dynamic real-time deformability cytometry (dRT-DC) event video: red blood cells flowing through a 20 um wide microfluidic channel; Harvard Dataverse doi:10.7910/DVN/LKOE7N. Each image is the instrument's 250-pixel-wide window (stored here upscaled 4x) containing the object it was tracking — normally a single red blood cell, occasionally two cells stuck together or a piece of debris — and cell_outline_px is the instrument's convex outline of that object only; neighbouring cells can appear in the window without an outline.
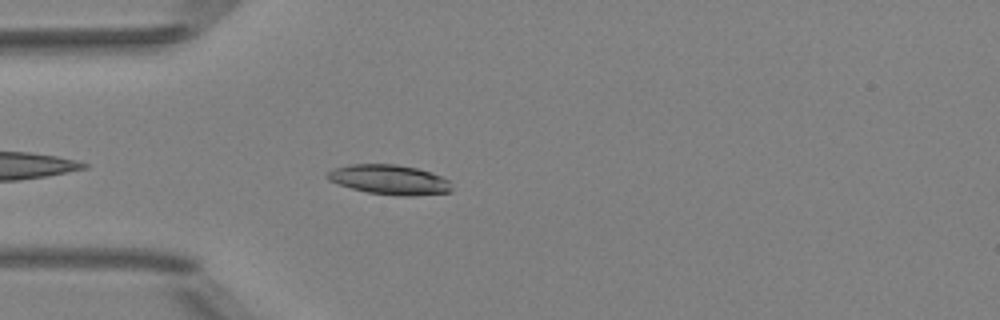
{"species": "Egyptian fruit bat (a non-hibernating species)", "species_latin": "Rousettus aegyptiacus", "temperature_condition": "room temperature", "stored_images_in_passage": 19, "camera_frame_rate_fps": 3000, "um_per_image_px": 0.085, "animal": {"sex": "female"}, "frame": {"image": 1, "passage_image": 4, "time_ms": 1.0, "image_size_px": [1000, 320], "cell_outline_px": [[452, 192], [416, 196], [400, 196], [368, 192], [352, 188], [328, 180], [324, 176], [328, 172], [336, 168], [352, 164], [396, 164], [416, 168], [440, 176], [448, 180], [452, 188]], "centroid_in_image_um": [33.12, 15.28], "position_along_channel_um": 51.9, "area_um2": 21.39}}
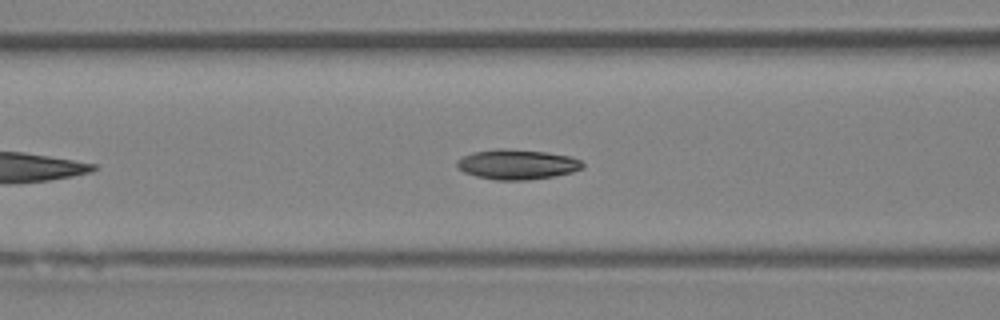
{"frame": {"image": 2, "passage_image": 10, "time_ms": 3.0, "image_size_px": [1000, 320], "cell_outline_px": [[584, 168], [572, 172], [552, 176], [528, 180], [496, 180], [476, 176], [464, 172], [456, 168], [456, 160], [472, 152], [496, 148], [504, 148], [548, 152], [568, 156], [580, 160], [584, 164]], "centroid_in_image_um": [43.92, 13.96], "position_along_channel_um": 122.7, "area_um2": 22.08}}
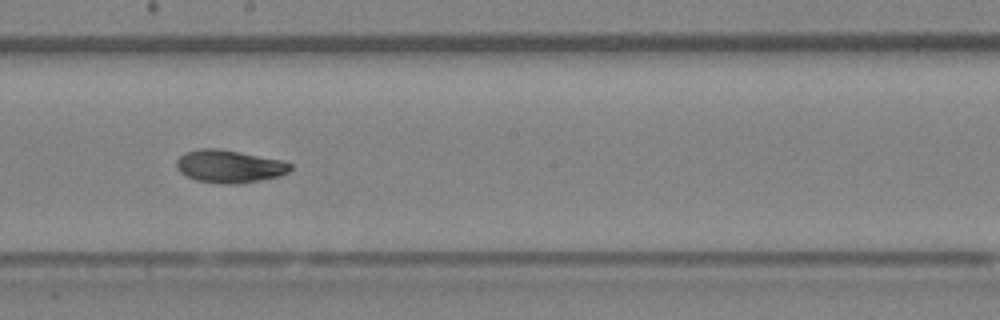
{"frame": {"image": 3, "passage_image": 18, "time_ms": 5.667, "image_size_px": [1000, 320], "cell_outline_px": [[292, 168], [288, 172], [280, 176], [240, 184], [220, 184], [196, 180], [184, 176], [176, 168], [176, 160], [180, 156], [188, 152], [200, 148], [216, 148], [280, 160], [292, 164]], "centroid_in_image_um": [19.46, 14.16], "position_along_channel_um": 228.7, "area_um2": 21.68}}